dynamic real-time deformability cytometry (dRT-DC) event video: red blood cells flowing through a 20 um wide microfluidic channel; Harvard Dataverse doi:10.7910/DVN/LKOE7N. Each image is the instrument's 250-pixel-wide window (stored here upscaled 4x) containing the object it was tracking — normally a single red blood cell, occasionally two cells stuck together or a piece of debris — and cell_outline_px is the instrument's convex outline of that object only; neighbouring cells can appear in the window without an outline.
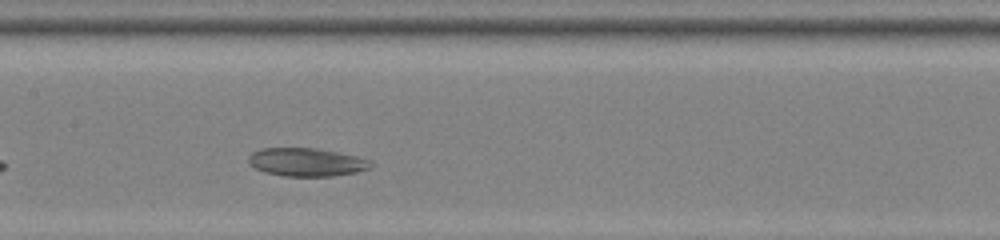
{"species": "common noctule bat (a hibernating species)", "species_latin": "Nyctalus noctula", "temperature_condition": "room temperature", "stored_images_in_passage": 29, "camera_frame_rate_fps": 3000, "um_per_image_px": 0.085, "animal": {"sex": "female", "body_mass_g": 22.0, "forearm_length_mm": 56.7}, "frame": {"image": 1, "passage_image": 12, "time_ms": 3.667, "image_size_px": [1000, 240], "cell_outline_px": [[372, 164], [368, 168], [356, 172], [332, 176], [284, 176], [264, 172], [256, 168], [248, 160], [248, 156], [252, 152], [260, 148], [316, 148], [356, 156], [368, 160]], "centroid_in_image_um": [26.01, 13.78], "position_along_channel_um": 181.4, "area_um2": 19.88}}
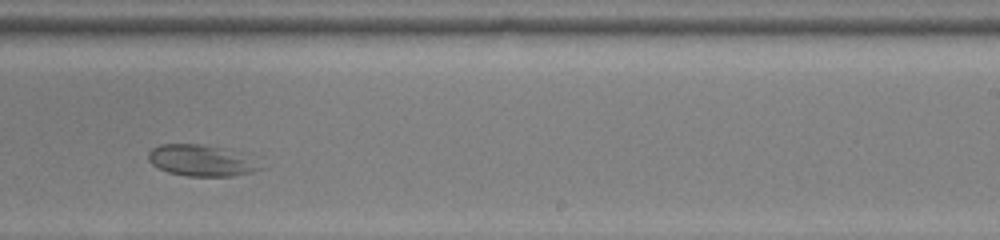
{"frame": {"image": 2, "passage_image": 19, "time_ms": 6.0, "image_size_px": [1000, 240], "cell_outline_px": [[264, 168], [248, 172], [228, 176], [188, 176], [168, 172], [152, 164], [148, 160], [148, 152], [152, 148], [160, 144], [196, 144], [216, 148]], "centroid_in_image_um": [16.84, 13.66], "position_along_channel_um": 272.2, "area_um2": 18.79}}
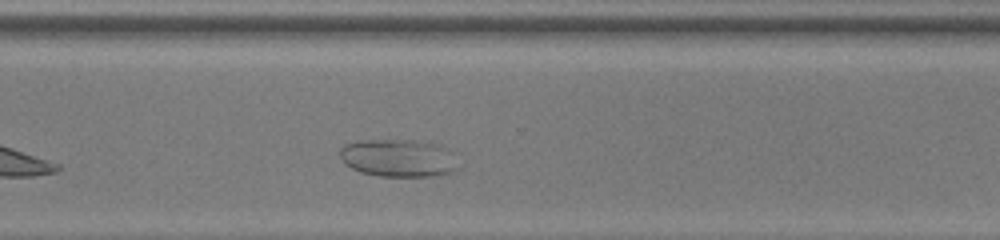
{"frame": {"image": 3, "passage_image": 24, "time_ms": 7.667, "image_size_px": [1000, 240], "cell_outline_px": [[448, 172], [432, 176], [380, 176], [360, 172], [352, 168], [340, 156], [340, 148], [348, 144], [360, 140], [388, 140], [416, 144]], "centroid_in_image_um": [33.14, 13.5], "position_along_channel_um": 337.5, "area_um2": 20.92}}